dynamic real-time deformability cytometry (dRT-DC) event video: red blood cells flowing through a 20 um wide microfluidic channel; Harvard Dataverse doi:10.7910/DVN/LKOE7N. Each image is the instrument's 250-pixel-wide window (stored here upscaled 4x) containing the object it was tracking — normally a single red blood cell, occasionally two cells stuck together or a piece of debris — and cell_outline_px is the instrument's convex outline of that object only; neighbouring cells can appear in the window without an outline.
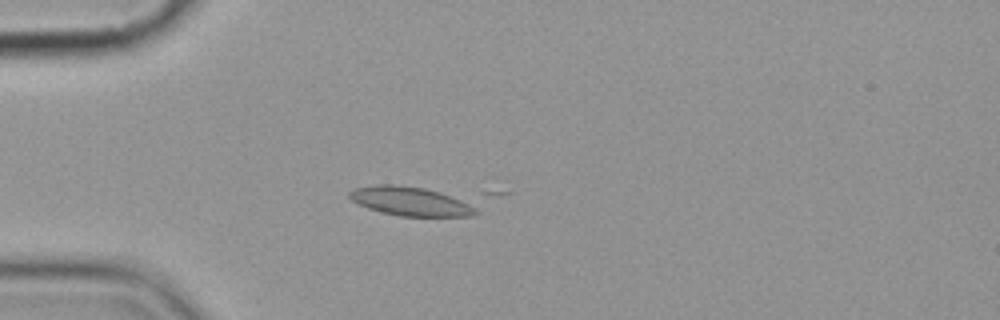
{"species": "common noctule bat (a hibernating species)", "species_latin": "Nyctalus noctula", "temperature_condition": "cold", "stored_images_in_passage": 6, "camera_frame_rate_fps": 3000, "um_per_image_px": 0.085, "animal": {"sex": "female", "body_mass_g": 19.9}, "frame": {"image": 1, "passage_image": 5, "time_ms": 5.333, "image_size_px": [1000, 320], "cell_outline_px": [[476, 212], [472, 216], [400, 216], [380, 212], [368, 208], [352, 200], [348, 196], [348, 192], [352, 188], [376, 184], [392, 184], [424, 188], [472, 200]], "centroid_in_image_um": [34.93, 17.09], "position_along_channel_um": 50.1, "area_um2": 21.73}}